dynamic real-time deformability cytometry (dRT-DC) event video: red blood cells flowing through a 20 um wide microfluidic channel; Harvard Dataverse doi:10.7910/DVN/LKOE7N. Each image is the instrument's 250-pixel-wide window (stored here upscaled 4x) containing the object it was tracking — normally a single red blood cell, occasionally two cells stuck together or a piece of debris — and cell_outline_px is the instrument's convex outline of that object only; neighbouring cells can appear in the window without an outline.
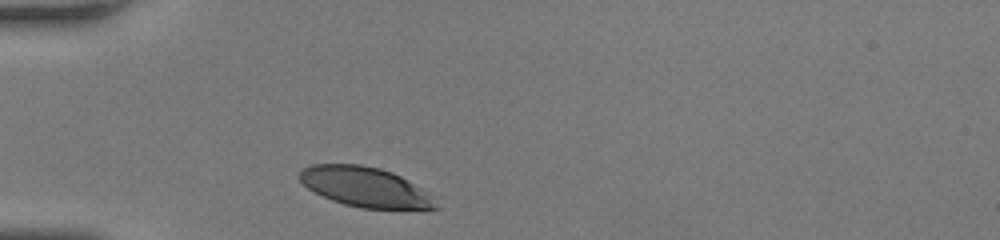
{"species": "human", "species_latin": "Homo sapiens", "temperature_condition": "room temperature", "stored_images_in_passage": 26, "camera_frame_rate_fps": 3000, "um_per_image_px": 0.085, "donor": {"sex": "female"}, "frame": {"image": 1, "passage_image": 1, "time_ms": 0.0, "image_size_px": [1000, 240], "cell_outline_px": [[432, 208], [368, 208], [336, 200], [312, 188], [308, 184], [308, 168], [324, 164], [348, 164], [372, 168], [388, 172], [404, 180]], "centroid_in_image_um": [30.95, 15.88], "position_along_channel_um": 54.1, "area_um2": 26.7}}
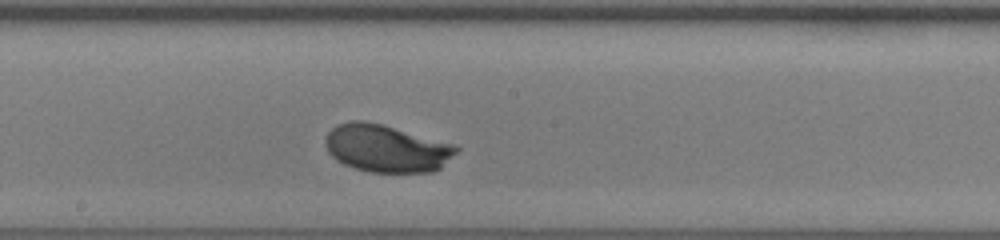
{"frame": {"image": 2, "passage_image": 14, "time_ms": 4.333, "image_size_px": [1000, 240], "cell_outline_px": [[452, 152], [436, 168], [404, 172], [388, 172], [364, 168], [352, 164], [344, 160], [332, 148], [352, 124], [368, 124], [388, 128], [452, 148]], "centroid_in_image_um": [33.05, 12.73], "position_along_channel_um": 215.1, "area_um2": 28.26}}
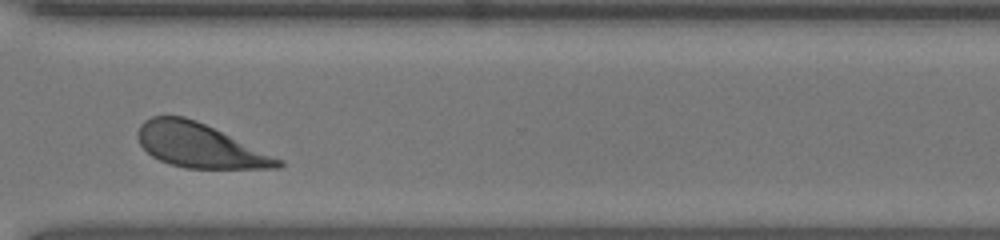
{"frame": {"image": 3, "passage_image": 24, "time_ms": 7.667, "image_size_px": [1000, 240], "cell_outline_px": [[280, 164], [236, 168], [200, 168], [176, 164], [164, 160], [156, 156], [140, 140], [140, 132], [144, 124], [148, 120], [160, 116], [176, 116], [192, 120], [276, 160]], "centroid_in_image_um": [16.79, 12.35], "position_along_channel_um": 353.8, "area_um2": 31.39}}